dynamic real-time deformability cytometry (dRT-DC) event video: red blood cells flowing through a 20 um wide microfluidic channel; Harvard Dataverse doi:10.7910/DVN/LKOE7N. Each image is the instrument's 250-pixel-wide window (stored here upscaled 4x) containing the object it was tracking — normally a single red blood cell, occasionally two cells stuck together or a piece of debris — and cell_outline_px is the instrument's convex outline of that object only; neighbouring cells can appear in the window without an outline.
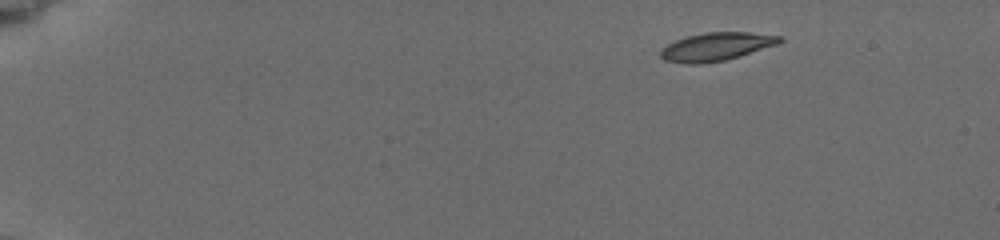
{"species": "common noctule bat (a hibernating species)", "species_latin": "Nyctalus noctula", "temperature_condition": "cold", "stored_images_in_passage": 7, "camera_frame_rate_fps": 3000, "um_per_image_px": 0.085, "animal": {"sex": "female", "body_mass_g": 19.5, "forearm_length_mm": 54.1}, "frame": {"image": 1, "passage_image": 1, "time_ms": 0.0, "image_size_px": [1000, 240], "cell_outline_px": [[784, 40], [776, 44], [740, 56], [724, 60], [700, 64], [684, 64], [664, 60], [660, 56], [660, 48], [676, 40], [688, 36], [704, 32], [748, 32], [784, 36]], "centroid_in_image_um": [60.86, 3.96], "position_along_channel_um": 24.1, "area_um2": 19.59}}
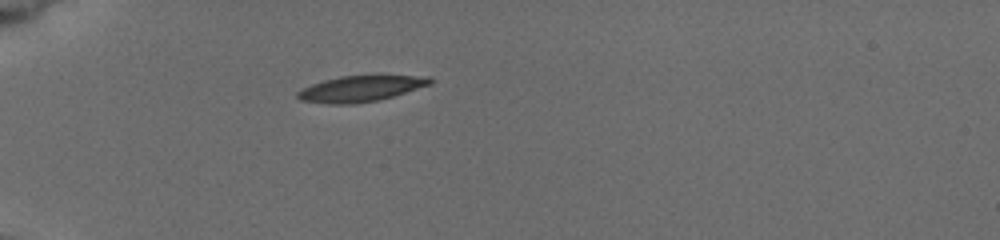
{"frame": {"image": 2, "passage_image": 5, "time_ms": 3.333, "image_size_px": [1000, 240], "cell_outline_px": [[436, 80], [432, 84], [392, 96], [376, 100], [352, 104], [332, 104], [300, 100], [296, 96], [296, 92], [312, 84], [324, 80], [340, 76], [428, 76]], "centroid_in_image_um": [30.66, 7.53], "position_along_channel_um": 54.3, "area_um2": 19.71}}
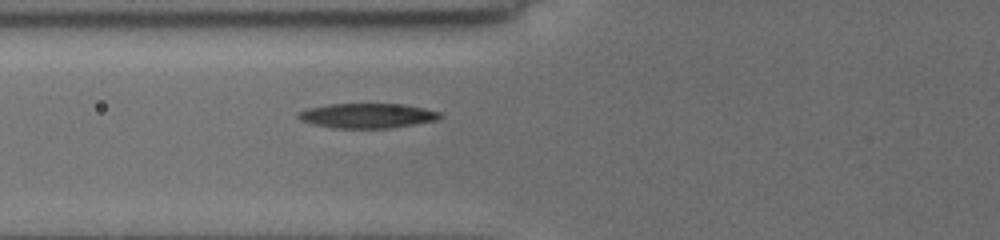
{"frame": {"image": 3, "passage_image": 7, "time_ms": 5.0, "image_size_px": [1000, 240], "cell_outline_px": [[444, 116], [436, 120], [392, 128], [332, 128], [312, 124], [300, 120], [296, 116], [296, 112], [308, 108], [328, 104], [404, 104], [424, 108], [440, 112]], "centroid_in_image_um": [31.19, 9.83], "position_along_channel_um": 94.6, "area_um2": 20.63}}